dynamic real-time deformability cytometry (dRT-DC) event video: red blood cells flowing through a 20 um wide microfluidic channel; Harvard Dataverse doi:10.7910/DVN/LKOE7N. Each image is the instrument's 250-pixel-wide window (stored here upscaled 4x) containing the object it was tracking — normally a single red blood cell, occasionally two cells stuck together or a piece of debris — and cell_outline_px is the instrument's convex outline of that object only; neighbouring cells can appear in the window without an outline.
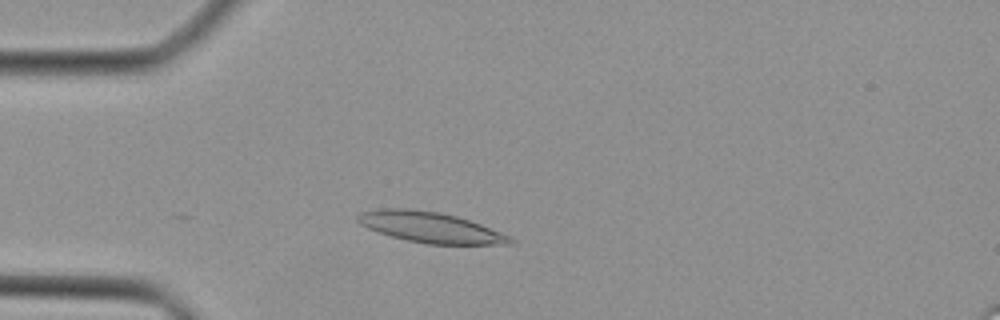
{"species": "Egyptian fruit bat (a non-hibernating species)", "species_latin": "Rousettus aegyptiacus", "temperature_condition": "cold", "stored_images_in_passage": 35, "camera_frame_rate_fps": 3000, "um_per_image_px": 0.085, "animal": {"sex": "female"}, "frame": {"image": 1, "passage_image": 2, "time_ms": 0.333, "image_size_px": [1000, 320], "cell_outline_px": [[516, 240], [512, 244], [428, 244], [408, 240], [392, 236], [368, 228], [360, 224], [356, 220], [356, 216], [360, 212], [380, 208], [408, 208], [440, 212], [456, 216], [480, 224], [512, 236]], "centroid_in_image_um": [36.59, 19.31], "position_along_channel_um": 48.4, "area_um2": 27.17}}
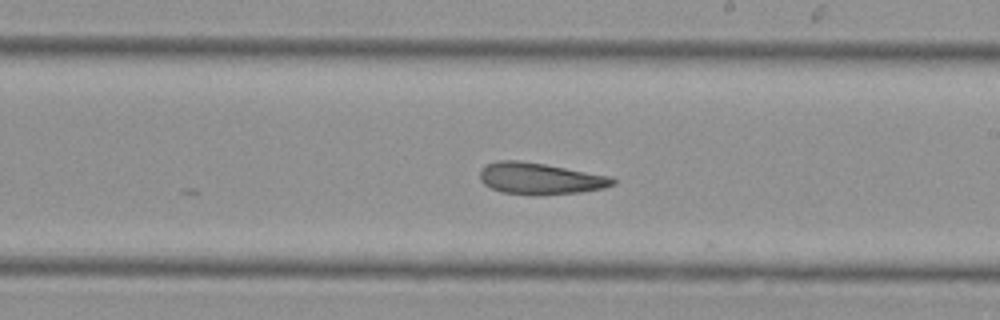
{"frame": {"image": 2, "passage_image": 16, "time_ms": 5.0, "image_size_px": [1000, 320], "cell_outline_px": [[616, 184], [604, 188], [580, 192], [536, 196], [500, 192], [484, 184], [480, 180], [480, 168], [496, 160], [520, 160], [544, 164], [612, 176], [616, 180]], "centroid_in_image_um": [45.91, 15.18], "position_along_channel_um": 243.1, "area_um2": 24.74}}
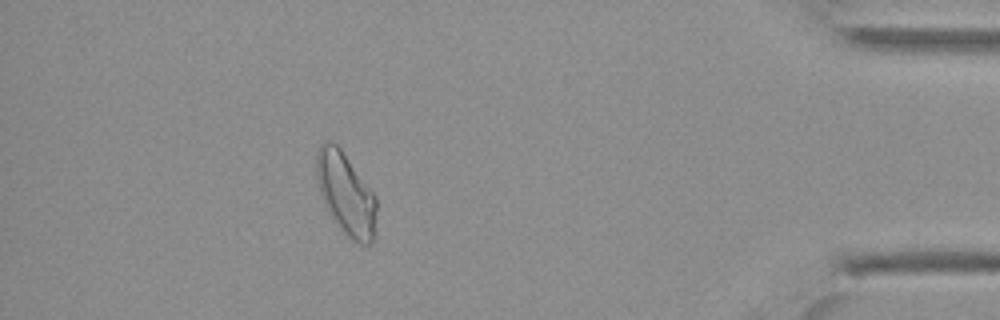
{"frame": {"image": 3, "passage_image": 30, "time_ms": 9.667, "image_size_px": [1000, 320], "cell_outline_px": [[376, 208], [372, 244], [368, 248], [356, 244], [344, 236], [332, 220], [320, 196], [316, 176], [316, 152], [320, 144], [324, 140], [332, 140], [340, 148], [376, 196]], "centroid_in_image_um": [29.37, 16.53], "position_along_channel_um": 405.8, "area_um2": 29.42}}